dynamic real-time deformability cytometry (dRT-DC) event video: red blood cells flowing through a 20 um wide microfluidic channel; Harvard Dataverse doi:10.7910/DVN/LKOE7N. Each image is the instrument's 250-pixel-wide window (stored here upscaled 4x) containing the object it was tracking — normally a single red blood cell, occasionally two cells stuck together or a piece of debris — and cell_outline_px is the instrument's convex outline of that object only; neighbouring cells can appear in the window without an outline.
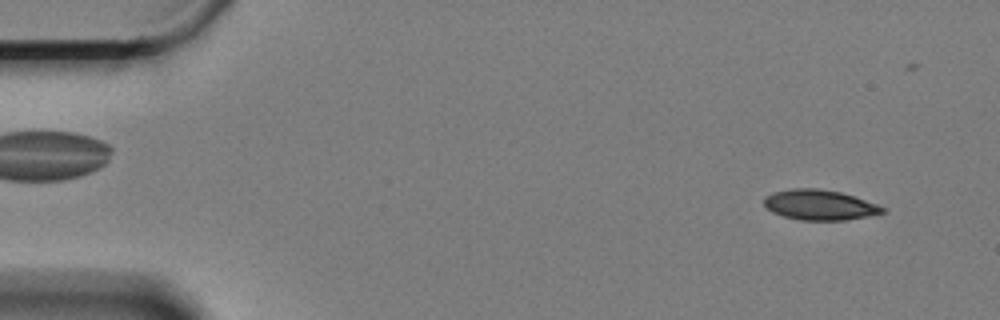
{"species": "Egyptian fruit bat (a non-hibernating species)", "species_latin": "Rousettus aegyptiacus", "temperature_condition": "cold", "stored_images_in_passage": 49, "camera_frame_rate_fps": 3000, "um_per_image_px": 0.085, "animal": {"sex": "female"}, "frame": {"image": 1, "passage_image": 4, "time_ms": 1.0, "image_size_px": [1000, 320], "cell_outline_px": [[888, 208], [884, 212], [868, 216], [844, 220], [800, 220], [784, 216], [772, 212], [764, 204], [764, 196], [772, 192], [792, 188], [816, 188], [840, 192]], "centroid_in_image_um": [69.64, 17.41], "position_along_channel_um": 15.4, "area_um2": 20.75}}
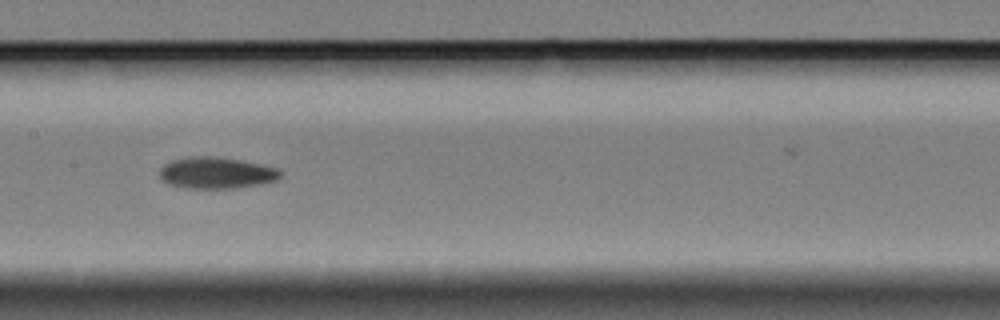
{"frame": {"image": 2, "passage_image": 29, "time_ms": 9.333, "image_size_px": [1000, 320], "cell_outline_px": [[284, 172], [276, 180], [260, 184], [236, 188], [184, 188], [168, 184], [160, 176], [160, 168], [164, 164], [172, 160], [188, 156], [216, 156], [240, 160], [280, 168]], "centroid_in_image_um": [18.41, 14.69], "position_along_channel_um": 189.0, "area_um2": 22.31}}
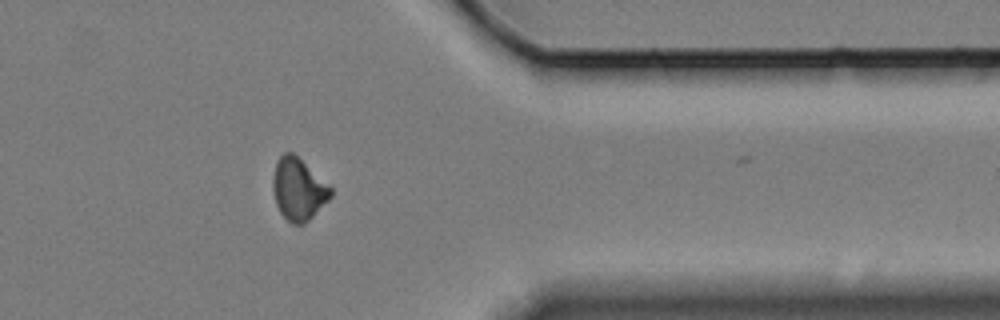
{"frame": {"image": 3, "passage_image": 48, "time_ms": 15.667, "image_size_px": [1000, 320], "cell_outline_px": [[332, 196], [304, 224], [292, 224], [280, 212], [276, 204], [272, 188], [272, 180], [276, 160], [284, 152], [292, 152], [332, 188]], "centroid_in_image_um": [25.33, 16.08], "position_along_channel_um": 386.1, "area_um2": 20.63}}